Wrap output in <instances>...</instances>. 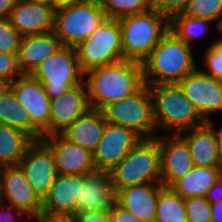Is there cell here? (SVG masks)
Returning <instances> with one entry per match:
<instances>
[{
  "label": "cell",
  "instance_id": "cell-1",
  "mask_svg": "<svg viewBox=\"0 0 222 222\" xmlns=\"http://www.w3.org/2000/svg\"><path fill=\"white\" fill-rule=\"evenodd\" d=\"M91 109L101 110L107 104L129 97L144 85L143 64L121 60L84 73ZM86 80V81H85Z\"/></svg>",
  "mask_w": 222,
  "mask_h": 222
},
{
  "label": "cell",
  "instance_id": "cell-2",
  "mask_svg": "<svg viewBox=\"0 0 222 222\" xmlns=\"http://www.w3.org/2000/svg\"><path fill=\"white\" fill-rule=\"evenodd\" d=\"M192 49L168 30L142 62L144 84L178 83L197 69Z\"/></svg>",
  "mask_w": 222,
  "mask_h": 222
},
{
  "label": "cell",
  "instance_id": "cell-3",
  "mask_svg": "<svg viewBox=\"0 0 222 222\" xmlns=\"http://www.w3.org/2000/svg\"><path fill=\"white\" fill-rule=\"evenodd\" d=\"M148 88L156 130L161 127L178 135L205 123L177 83L148 85Z\"/></svg>",
  "mask_w": 222,
  "mask_h": 222
},
{
  "label": "cell",
  "instance_id": "cell-4",
  "mask_svg": "<svg viewBox=\"0 0 222 222\" xmlns=\"http://www.w3.org/2000/svg\"><path fill=\"white\" fill-rule=\"evenodd\" d=\"M109 173L116 192L127 186L161 184L158 136L142 138Z\"/></svg>",
  "mask_w": 222,
  "mask_h": 222
},
{
  "label": "cell",
  "instance_id": "cell-5",
  "mask_svg": "<svg viewBox=\"0 0 222 222\" xmlns=\"http://www.w3.org/2000/svg\"><path fill=\"white\" fill-rule=\"evenodd\" d=\"M121 27L122 51L125 60L143 62L169 30V20L157 10L124 16Z\"/></svg>",
  "mask_w": 222,
  "mask_h": 222
},
{
  "label": "cell",
  "instance_id": "cell-6",
  "mask_svg": "<svg viewBox=\"0 0 222 222\" xmlns=\"http://www.w3.org/2000/svg\"><path fill=\"white\" fill-rule=\"evenodd\" d=\"M101 112L109 124L132 129L142 138L156 137L153 101L147 84L129 97L107 104Z\"/></svg>",
  "mask_w": 222,
  "mask_h": 222
},
{
  "label": "cell",
  "instance_id": "cell-7",
  "mask_svg": "<svg viewBox=\"0 0 222 222\" xmlns=\"http://www.w3.org/2000/svg\"><path fill=\"white\" fill-rule=\"evenodd\" d=\"M75 50L83 73L124 60L118 19L106 18Z\"/></svg>",
  "mask_w": 222,
  "mask_h": 222
},
{
  "label": "cell",
  "instance_id": "cell-8",
  "mask_svg": "<svg viewBox=\"0 0 222 222\" xmlns=\"http://www.w3.org/2000/svg\"><path fill=\"white\" fill-rule=\"evenodd\" d=\"M45 87L50 100L84 82L75 47L62 46L31 73Z\"/></svg>",
  "mask_w": 222,
  "mask_h": 222
},
{
  "label": "cell",
  "instance_id": "cell-9",
  "mask_svg": "<svg viewBox=\"0 0 222 222\" xmlns=\"http://www.w3.org/2000/svg\"><path fill=\"white\" fill-rule=\"evenodd\" d=\"M106 18L100 3L82 1L54 13L53 31L63 46L76 47Z\"/></svg>",
  "mask_w": 222,
  "mask_h": 222
},
{
  "label": "cell",
  "instance_id": "cell-10",
  "mask_svg": "<svg viewBox=\"0 0 222 222\" xmlns=\"http://www.w3.org/2000/svg\"><path fill=\"white\" fill-rule=\"evenodd\" d=\"M11 82L10 90L27 110L31 121V137L41 140L49 136L51 100L45 87L31 74H22Z\"/></svg>",
  "mask_w": 222,
  "mask_h": 222
},
{
  "label": "cell",
  "instance_id": "cell-11",
  "mask_svg": "<svg viewBox=\"0 0 222 222\" xmlns=\"http://www.w3.org/2000/svg\"><path fill=\"white\" fill-rule=\"evenodd\" d=\"M3 199L32 220L41 216L42 199L18 165L0 167V201Z\"/></svg>",
  "mask_w": 222,
  "mask_h": 222
},
{
  "label": "cell",
  "instance_id": "cell-12",
  "mask_svg": "<svg viewBox=\"0 0 222 222\" xmlns=\"http://www.w3.org/2000/svg\"><path fill=\"white\" fill-rule=\"evenodd\" d=\"M177 84L205 122L212 112H222V80L197 68Z\"/></svg>",
  "mask_w": 222,
  "mask_h": 222
},
{
  "label": "cell",
  "instance_id": "cell-13",
  "mask_svg": "<svg viewBox=\"0 0 222 222\" xmlns=\"http://www.w3.org/2000/svg\"><path fill=\"white\" fill-rule=\"evenodd\" d=\"M18 166L34 191L43 199L58 175L51 149L42 140H35Z\"/></svg>",
  "mask_w": 222,
  "mask_h": 222
},
{
  "label": "cell",
  "instance_id": "cell-14",
  "mask_svg": "<svg viewBox=\"0 0 222 222\" xmlns=\"http://www.w3.org/2000/svg\"><path fill=\"white\" fill-rule=\"evenodd\" d=\"M142 139L134 130L107 123L93 152L97 170L109 171Z\"/></svg>",
  "mask_w": 222,
  "mask_h": 222
},
{
  "label": "cell",
  "instance_id": "cell-15",
  "mask_svg": "<svg viewBox=\"0 0 222 222\" xmlns=\"http://www.w3.org/2000/svg\"><path fill=\"white\" fill-rule=\"evenodd\" d=\"M41 140L51 149L59 175H87L97 170L93 153L69 142L61 134L44 136Z\"/></svg>",
  "mask_w": 222,
  "mask_h": 222
},
{
  "label": "cell",
  "instance_id": "cell-16",
  "mask_svg": "<svg viewBox=\"0 0 222 222\" xmlns=\"http://www.w3.org/2000/svg\"><path fill=\"white\" fill-rule=\"evenodd\" d=\"M84 175H57L48 193L42 199L41 215L47 217H73L77 213Z\"/></svg>",
  "mask_w": 222,
  "mask_h": 222
},
{
  "label": "cell",
  "instance_id": "cell-17",
  "mask_svg": "<svg viewBox=\"0 0 222 222\" xmlns=\"http://www.w3.org/2000/svg\"><path fill=\"white\" fill-rule=\"evenodd\" d=\"M171 136V138L158 137L161 153V184L164 187H170L194 166L186 140L180 134Z\"/></svg>",
  "mask_w": 222,
  "mask_h": 222
},
{
  "label": "cell",
  "instance_id": "cell-18",
  "mask_svg": "<svg viewBox=\"0 0 222 222\" xmlns=\"http://www.w3.org/2000/svg\"><path fill=\"white\" fill-rule=\"evenodd\" d=\"M117 203V192L109 171L96 170L84 175L80 199L76 202L79 212H109Z\"/></svg>",
  "mask_w": 222,
  "mask_h": 222
},
{
  "label": "cell",
  "instance_id": "cell-19",
  "mask_svg": "<svg viewBox=\"0 0 222 222\" xmlns=\"http://www.w3.org/2000/svg\"><path fill=\"white\" fill-rule=\"evenodd\" d=\"M86 85L83 82L51 100L49 135L60 134L90 108Z\"/></svg>",
  "mask_w": 222,
  "mask_h": 222
},
{
  "label": "cell",
  "instance_id": "cell-20",
  "mask_svg": "<svg viewBox=\"0 0 222 222\" xmlns=\"http://www.w3.org/2000/svg\"><path fill=\"white\" fill-rule=\"evenodd\" d=\"M54 13L49 6L19 0L12 9L9 20L22 36L42 34L53 31Z\"/></svg>",
  "mask_w": 222,
  "mask_h": 222
},
{
  "label": "cell",
  "instance_id": "cell-21",
  "mask_svg": "<svg viewBox=\"0 0 222 222\" xmlns=\"http://www.w3.org/2000/svg\"><path fill=\"white\" fill-rule=\"evenodd\" d=\"M162 184L127 186L117 192V203L142 222H154Z\"/></svg>",
  "mask_w": 222,
  "mask_h": 222
},
{
  "label": "cell",
  "instance_id": "cell-22",
  "mask_svg": "<svg viewBox=\"0 0 222 222\" xmlns=\"http://www.w3.org/2000/svg\"><path fill=\"white\" fill-rule=\"evenodd\" d=\"M62 46L54 31L22 36L17 55L20 71L31 74L41 62L55 54Z\"/></svg>",
  "mask_w": 222,
  "mask_h": 222
},
{
  "label": "cell",
  "instance_id": "cell-23",
  "mask_svg": "<svg viewBox=\"0 0 222 222\" xmlns=\"http://www.w3.org/2000/svg\"><path fill=\"white\" fill-rule=\"evenodd\" d=\"M180 135L190 147L191 158L194 166L222 167V156L217 144L213 128L205 122Z\"/></svg>",
  "mask_w": 222,
  "mask_h": 222
},
{
  "label": "cell",
  "instance_id": "cell-24",
  "mask_svg": "<svg viewBox=\"0 0 222 222\" xmlns=\"http://www.w3.org/2000/svg\"><path fill=\"white\" fill-rule=\"evenodd\" d=\"M106 124L101 110L89 109L60 134L69 142L93 153L101 140Z\"/></svg>",
  "mask_w": 222,
  "mask_h": 222
},
{
  "label": "cell",
  "instance_id": "cell-25",
  "mask_svg": "<svg viewBox=\"0 0 222 222\" xmlns=\"http://www.w3.org/2000/svg\"><path fill=\"white\" fill-rule=\"evenodd\" d=\"M222 177V167L193 166L170 188L182 198L205 197L209 189Z\"/></svg>",
  "mask_w": 222,
  "mask_h": 222
},
{
  "label": "cell",
  "instance_id": "cell-26",
  "mask_svg": "<svg viewBox=\"0 0 222 222\" xmlns=\"http://www.w3.org/2000/svg\"><path fill=\"white\" fill-rule=\"evenodd\" d=\"M34 141L24 131L0 124V167L17 166Z\"/></svg>",
  "mask_w": 222,
  "mask_h": 222
},
{
  "label": "cell",
  "instance_id": "cell-27",
  "mask_svg": "<svg viewBox=\"0 0 222 222\" xmlns=\"http://www.w3.org/2000/svg\"><path fill=\"white\" fill-rule=\"evenodd\" d=\"M0 124L22 130L31 136V121L27 110L11 90L0 96Z\"/></svg>",
  "mask_w": 222,
  "mask_h": 222
},
{
  "label": "cell",
  "instance_id": "cell-28",
  "mask_svg": "<svg viewBox=\"0 0 222 222\" xmlns=\"http://www.w3.org/2000/svg\"><path fill=\"white\" fill-rule=\"evenodd\" d=\"M154 222H187L184 198L170 187L160 189Z\"/></svg>",
  "mask_w": 222,
  "mask_h": 222
},
{
  "label": "cell",
  "instance_id": "cell-29",
  "mask_svg": "<svg viewBox=\"0 0 222 222\" xmlns=\"http://www.w3.org/2000/svg\"><path fill=\"white\" fill-rule=\"evenodd\" d=\"M209 19L189 17L183 13L175 15L169 21V29L188 46H191V42L200 36L205 35L210 29Z\"/></svg>",
  "mask_w": 222,
  "mask_h": 222
},
{
  "label": "cell",
  "instance_id": "cell-30",
  "mask_svg": "<svg viewBox=\"0 0 222 222\" xmlns=\"http://www.w3.org/2000/svg\"><path fill=\"white\" fill-rule=\"evenodd\" d=\"M100 6L109 19L141 14L153 8L152 0H102Z\"/></svg>",
  "mask_w": 222,
  "mask_h": 222
},
{
  "label": "cell",
  "instance_id": "cell-31",
  "mask_svg": "<svg viewBox=\"0 0 222 222\" xmlns=\"http://www.w3.org/2000/svg\"><path fill=\"white\" fill-rule=\"evenodd\" d=\"M183 14L189 17L216 21V27L219 31V27L222 24V0H189Z\"/></svg>",
  "mask_w": 222,
  "mask_h": 222
},
{
  "label": "cell",
  "instance_id": "cell-32",
  "mask_svg": "<svg viewBox=\"0 0 222 222\" xmlns=\"http://www.w3.org/2000/svg\"><path fill=\"white\" fill-rule=\"evenodd\" d=\"M187 222H211V204L205 197L184 198Z\"/></svg>",
  "mask_w": 222,
  "mask_h": 222
},
{
  "label": "cell",
  "instance_id": "cell-33",
  "mask_svg": "<svg viewBox=\"0 0 222 222\" xmlns=\"http://www.w3.org/2000/svg\"><path fill=\"white\" fill-rule=\"evenodd\" d=\"M22 35L11 25L9 18L0 19V51L18 55Z\"/></svg>",
  "mask_w": 222,
  "mask_h": 222
},
{
  "label": "cell",
  "instance_id": "cell-34",
  "mask_svg": "<svg viewBox=\"0 0 222 222\" xmlns=\"http://www.w3.org/2000/svg\"><path fill=\"white\" fill-rule=\"evenodd\" d=\"M204 55V65L207 75L222 80V38L209 45Z\"/></svg>",
  "mask_w": 222,
  "mask_h": 222
},
{
  "label": "cell",
  "instance_id": "cell-35",
  "mask_svg": "<svg viewBox=\"0 0 222 222\" xmlns=\"http://www.w3.org/2000/svg\"><path fill=\"white\" fill-rule=\"evenodd\" d=\"M188 3L189 0H152V7L170 21L175 15L184 13Z\"/></svg>",
  "mask_w": 222,
  "mask_h": 222
},
{
  "label": "cell",
  "instance_id": "cell-36",
  "mask_svg": "<svg viewBox=\"0 0 222 222\" xmlns=\"http://www.w3.org/2000/svg\"><path fill=\"white\" fill-rule=\"evenodd\" d=\"M22 74L19 69L17 55L0 51V77L12 82L17 76L19 77Z\"/></svg>",
  "mask_w": 222,
  "mask_h": 222
},
{
  "label": "cell",
  "instance_id": "cell-37",
  "mask_svg": "<svg viewBox=\"0 0 222 222\" xmlns=\"http://www.w3.org/2000/svg\"><path fill=\"white\" fill-rule=\"evenodd\" d=\"M109 220L110 222H142L132 213L121 207L118 203L109 210Z\"/></svg>",
  "mask_w": 222,
  "mask_h": 222
},
{
  "label": "cell",
  "instance_id": "cell-38",
  "mask_svg": "<svg viewBox=\"0 0 222 222\" xmlns=\"http://www.w3.org/2000/svg\"><path fill=\"white\" fill-rule=\"evenodd\" d=\"M73 218L75 222H110L109 212H79Z\"/></svg>",
  "mask_w": 222,
  "mask_h": 222
},
{
  "label": "cell",
  "instance_id": "cell-39",
  "mask_svg": "<svg viewBox=\"0 0 222 222\" xmlns=\"http://www.w3.org/2000/svg\"><path fill=\"white\" fill-rule=\"evenodd\" d=\"M6 207H7V209H6ZM12 209L15 210L14 213L11 211ZM16 214L17 215L20 214L23 216L25 215L21 210L14 208L12 205H11V207L10 206L8 207V205L5 206L4 204L1 207V205H0V222H10V221L11 222H19V221L23 222L24 220H20V218L18 219ZM24 222H29V221H24Z\"/></svg>",
  "mask_w": 222,
  "mask_h": 222
},
{
  "label": "cell",
  "instance_id": "cell-40",
  "mask_svg": "<svg viewBox=\"0 0 222 222\" xmlns=\"http://www.w3.org/2000/svg\"><path fill=\"white\" fill-rule=\"evenodd\" d=\"M206 199L210 204L222 203V177L209 189Z\"/></svg>",
  "mask_w": 222,
  "mask_h": 222
},
{
  "label": "cell",
  "instance_id": "cell-41",
  "mask_svg": "<svg viewBox=\"0 0 222 222\" xmlns=\"http://www.w3.org/2000/svg\"><path fill=\"white\" fill-rule=\"evenodd\" d=\"M19 0H0V19L9 18L12 9Z\"/></svg>",
  "mask_w": 222,
  "mask_h": 222
},
{
  "label": "cell",
  "instance_id": "cell-42",
  "mask_svg": "<svg viewBox=\"0 0 222 222\" xmlns=\"http://www.w3.org/2000/svg\"><path fill=\"white\" fill-rule=\"evenodd\" d=\"M83 0H53L54 12L71 7L75 4L82 2Z\"/></svg>",
  "mask_w": 222,
  "mask_h": 222
},
{
  "label": "cell",
  "instance_id": "cell-43",
  "mask_svg": "<svg viewBox=\"0 0 222 222\" xmlns=\"http://www.w3.org/2000/svg\"><path fill=\"white\" fill-rule=\"evenodd\" d=\"M211 222H222V203L211 204Z\"/></svg>",
  "mask_w": 222,
  "mask_h": 222
},
{
  "label": "cell",
  "instance_id": "cell-44",
  "mask_svg": "<svg viewBox=\"0 0 222 222\" xmlns=\"http://www.w3.org/2000/svg\"><path fill=\"white\" fill-rule=\"evenodd\" d=\"M37 222H75L73 217H47V216H40L36 218Z\"/></svg>",
  "mask_w": 222,
  "mask_h": 222
},
{
  "label": "cell",
  "instance_id": "cell-45",
  "mask_svg": "<svg viewBox=\"0 0 222 222\" xmlns=\"http://www.w3.org/2000/svg\"><path fill=\"white\" fill-rule=\"evenodd\" d=\"M207 123L213 128V131H214L216 138H217V144L219 147V151L222 156V126L218 130H216V129H214V126H213V123L211 122V120L207 121Z\"/></svg>",
  "mask_w": 222,
  "mask_h": 222
},
{
  "label": "cell",
  "instance_id": "cell-46",
  "mask_svg": "<svg viewBox=\"0 0 222 222\" xmlns=\"http://www.w3.org/2000/svg\"><path fill=\"white\" fill-rule=\"evenodd\" d=\"M10 87L11 81L6 78L0 77V96L6 94L10 90Z\"/></svg>",
  "mask_w": 222,
  "mask_h": 222
},
{
  "label": "cell",
  "instance_id": "cell-47",
  "mask_svg": "<svg viewBox=\"0 0 222 222\" xmlns=\"http://www.w3.org/2000/svg\"><path fill=\"white\" fill-rule=\"evenodd\" d=\"M28 1L43 4L53 8V0H28Z\"/></svg>",
  "mask_w": 222,
  "mask_h": 222
},
{
  "label": "cell",
  "instance_id": "cell-48",
  "mask_svg": "<svg viewBox=\"0 0 222 222\" xmlns=\"http://www.w3.org/2000/svg\"><path fill=\"white\" fill-rule=\"evenodd\" d=\"M83 1H89V2H96V3H100L102 0H83Z\"/></svg>",
  "mask_w": 222,
  "mask_h": 222
},
{
  "label": "cell",
  "instance_id": "cell-49",
  "mask_svg": "<svg viewBox=\"0 0 222 222\" xmlns=\"http://www.w3.org/2000/svg\"><path fill=\"white\" fill-rule=\"evenodd\" d=\"M219 31H220V33H222V24H221V26L219 27Z\"/></svg>",
  "mask_w": 222,
  "mask_h": 222
}]
</instances>
